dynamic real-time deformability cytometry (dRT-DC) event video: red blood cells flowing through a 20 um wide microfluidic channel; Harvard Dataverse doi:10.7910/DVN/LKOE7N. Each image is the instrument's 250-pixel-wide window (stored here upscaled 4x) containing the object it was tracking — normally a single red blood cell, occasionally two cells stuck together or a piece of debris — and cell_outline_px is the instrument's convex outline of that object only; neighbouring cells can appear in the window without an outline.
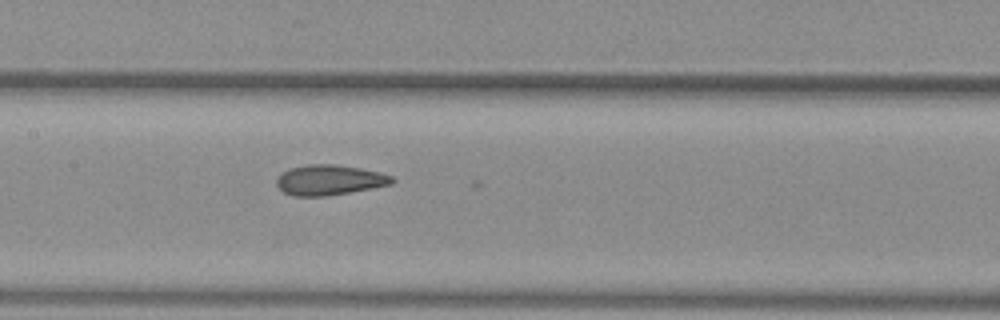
{"species": "common noctule bat (a hibernating species)", "species_latin": "Nyctalus noctula", "temperature_condition": "warm", "stored_images_in_passage": 31, "camera_frame_rate_fps": 3000, "um_per_image_px": 0.085, "animal": {"sex": "female", "body_mass_g": 29.2, "forearm_length_mm": 56.3}, "frame": {"image": 1, "passage_image": 27, "time_ms": 8.667, "image_size_px": [1000, 320], "cell_outline_px": [[396, 180], [392, 184], [372, 188], [324, 196], [292, 196], [284, 192], [276, 184], [276, 176], [288, 168], [308, 164], [336, 164], [360, 168], [380, 172], [392, 176]], "centroid_in_image_um": [27.98, 15.29], "position_along_channel_um": 179.4, "area_um2": 20.46}}
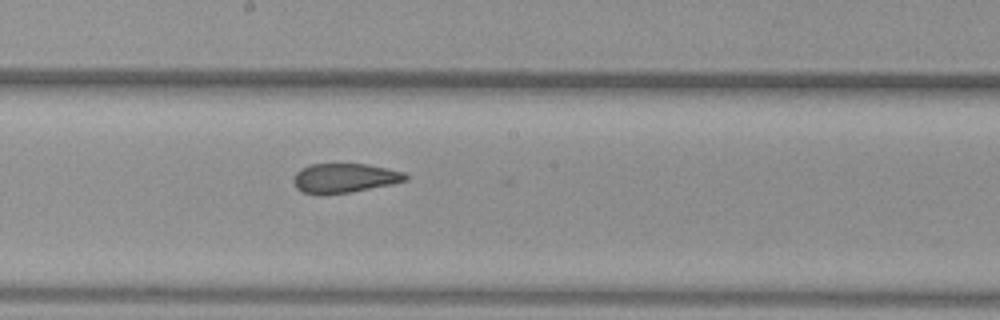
{"frame": {"image": 2, "passage_image": 30, "time_ms": 9.667, "image_size_px": [1000, 320], "cell_outline_px": [[408, 180], [392, 184], [348, 192], [300, 192], [296, 188], [292, 180], [296, 172], [300, 168], [312, 164], [368, 164], [388, 168], [404, 172], [408, 176]], "centroid_in_image_um": [29.3, 15.1], "position_along_channel_um": 218.9, "area_um2": 18.79}}